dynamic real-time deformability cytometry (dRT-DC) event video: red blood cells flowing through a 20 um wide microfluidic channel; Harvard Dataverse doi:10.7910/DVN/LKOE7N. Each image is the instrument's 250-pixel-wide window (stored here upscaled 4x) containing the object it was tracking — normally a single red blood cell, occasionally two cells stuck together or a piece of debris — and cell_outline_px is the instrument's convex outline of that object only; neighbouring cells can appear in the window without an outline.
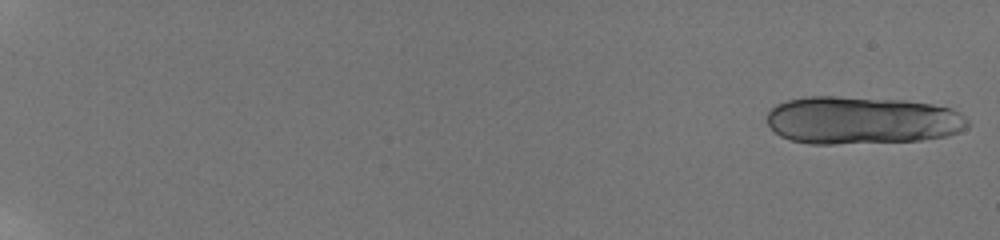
{"species": "human", "species_latin": "Homo sapiens", "temperature_condition": "room temperature", "stored_images_in_passage": 18, "camera_frame_rate_fps": 3000, "um_per_image_px": 0.085, "donor": {"sex": "male"}, "frame": {"image": 1, "passage_image": 1, "time_ms": 0.0, "image_size_px": [1000, 240], "cell_outline_px": [[968, 128], [960, 132], [948, 136], [920, 140], [832, 144], [812, 144], [792, 140], [780, 136], [764, 120], [764, 116], [776, 104], [788, 100], [808, 96], [836, 96], [904, 100], [932, 104], [952, 108], [960, 112], [968, 120]], "centroid_in_image_um": [73.26, 10.22], "position_along_channel_um": 11.7, "area_um2": 56.3}}